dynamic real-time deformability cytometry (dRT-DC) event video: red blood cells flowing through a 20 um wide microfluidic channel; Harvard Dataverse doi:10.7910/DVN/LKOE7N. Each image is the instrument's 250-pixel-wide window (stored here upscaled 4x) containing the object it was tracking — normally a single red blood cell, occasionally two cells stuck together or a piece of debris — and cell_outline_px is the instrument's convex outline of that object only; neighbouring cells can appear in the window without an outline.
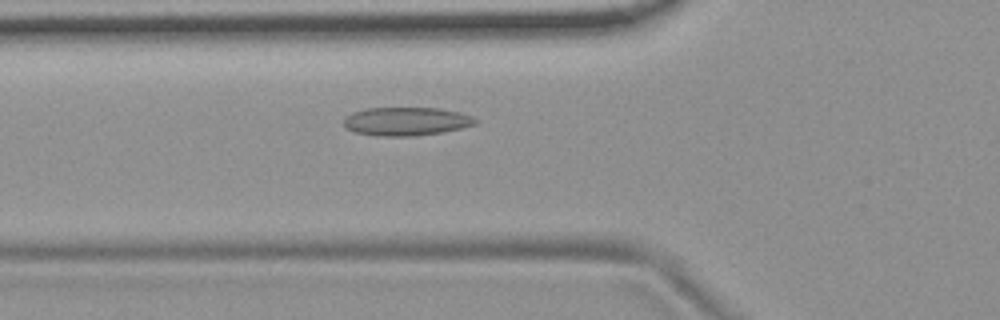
{"species": "common noctule bat (a hibernating species)", "species_latin": "Nyctalus noctula", "temperature_condition": "room temperature", "stored_images_in_passage": 51, "camera_frame_rate_fps": 3000, "um_per_image_px": 0.085, "animal": {"sex": "female", "body_mass_g": 19.9}, "frame": {"image": 1, "passage_image": 16, "time_ms": 5.0, "image_size_px": [1000, 320], "cell_outline_px": [[480, 120], [476, 124], [460, 128], [440, 132], [412, 136], [380, 136], [356, 132], [344, 128], [344, 120], [352, 112], [368, 108], [440, 108], [460, 112], [472, 116]], "centroid_in_image_um": [34.55, 10.31], "position_along_channel_um": 91.2, "area_um2": 21.73}}
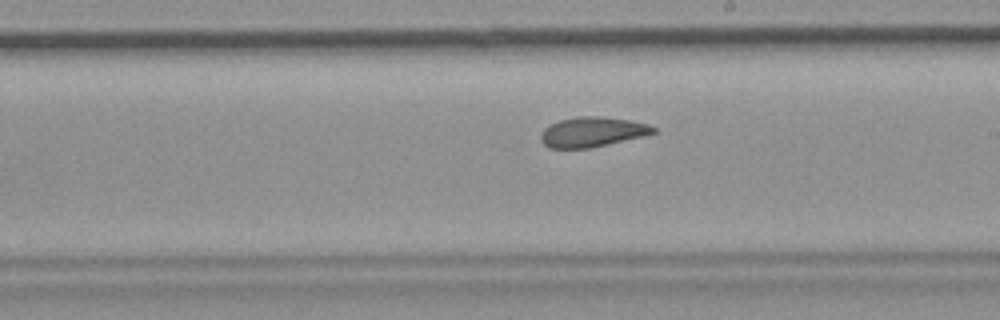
{"frame": {"image": 2, "passage_image": 28, "time_ms": 9.0, "image_size_px": [1000, 320], "cell_outline_px": [[656, 132], [644, 136], [588, 148], [548, 148], [540, 140], [540, 136], [544, 128], [560, 120], [576, 116], [596, 116], [632, 120], [648, 124], [656, 128]], "centroid_in_image_um": [50.34, 11.21], "position_along_channel_um": 238.7, "area_um2": 19.54}}
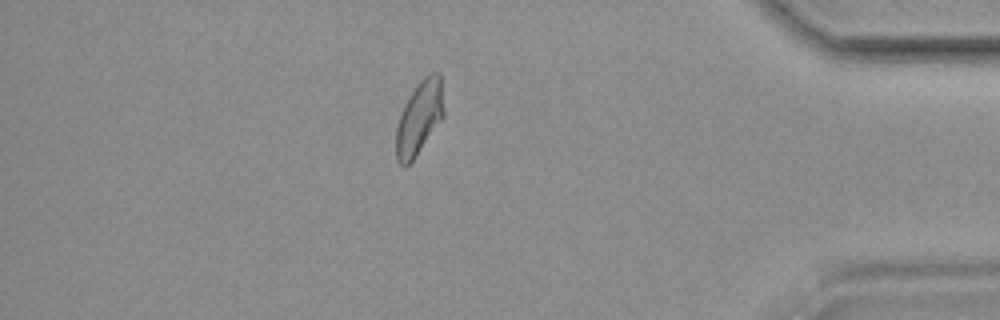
{"frame": {"image": 3, "passage_image": 44, "time_ms": 14.333, "image_size_px": [1000, 320], "cell_outline_px": [[444, 116], [412, 160], [404, 168], [396, 160], [396, 128], [404, 104], [416, 84], [428, 72], [440, 72], [444, 112]], "centroid_in_image_um": [35.63, 9.97], "position_along_channel_um": 399.6, "area_um2": 20.35}, "authors_computed_cell_mechanics": {"area_um2": 20.7502, "velocity_mm_per_s": 3.6898, "shape_relaxation_time_tau1_ms": null, "shape_relaxation_time_tau2_ms": 2.8991, "deformation_change_tau1": null, "deformation_change_tau2": 0.0818}}